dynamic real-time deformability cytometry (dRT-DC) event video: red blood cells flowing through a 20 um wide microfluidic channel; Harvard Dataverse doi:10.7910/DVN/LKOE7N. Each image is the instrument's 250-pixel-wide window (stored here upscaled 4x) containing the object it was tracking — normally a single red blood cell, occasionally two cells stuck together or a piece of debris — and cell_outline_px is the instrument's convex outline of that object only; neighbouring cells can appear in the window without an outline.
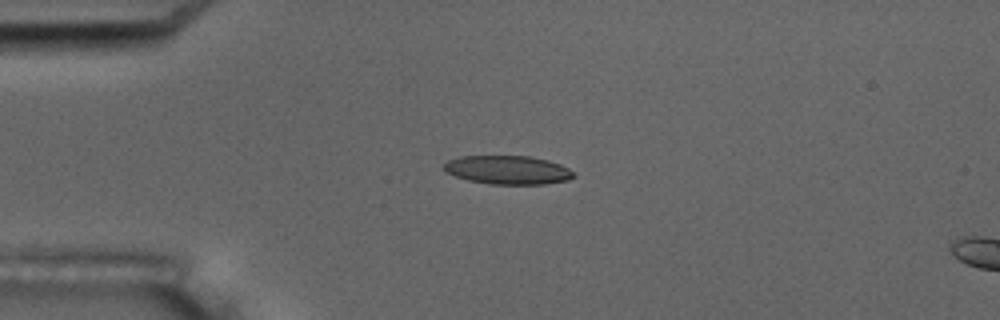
{"species": "common noctule bat (a hibernating species)", "species_latin": "Nyctalus noctula", "temperature_condition": "room temperature", "stored_images_in_passage": 6, "camera_frame_rate_fps": 3000, "um_per_image_px": 0.085, "animal": {"sex": "male", "body_mass_g": 17.5, "forearm_length_mm": 52.3}, "frame": {"image": 1, "passage_image": 4, "time_ms": 4.333, "image_size_px": [1000, 320], "cell_outline_px": [[576, 176], [568, 180], [544, 184], [488, 184], [468, 180], [444, 172], [440, 168], [448, 160], [460, 156], [528, 156], [548, 160], [560, 164], [568, 168]], "centroid_in_image_um": [43.12, 14.44], "position_along_channel_um": 41.9, "area_um2": 21.79}}